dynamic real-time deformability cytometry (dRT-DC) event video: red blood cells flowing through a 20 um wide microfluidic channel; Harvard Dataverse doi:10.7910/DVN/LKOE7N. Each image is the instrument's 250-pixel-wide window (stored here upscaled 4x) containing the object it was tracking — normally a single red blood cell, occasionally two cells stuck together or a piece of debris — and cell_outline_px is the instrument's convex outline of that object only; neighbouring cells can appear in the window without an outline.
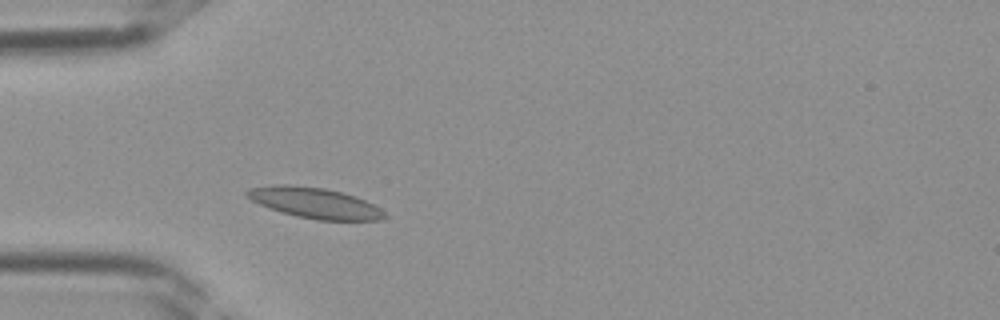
{"species": "Egyptian fruit bat (a non-hibernating species)", "species_latin": "Rousettus aegyptiacus", "temperature_condition": "room temperature", "stored_images_in_passage": 32, "camera_frame_rate_fps": 3000, "um_per_image_px": 0.085, "frame": {"image": 1, "passage_image": 5, "time_ms": 1.333, "image_size_px": [1000, 320], "cell_outline_px": [[388, 216], [384, 220], [316, 220], [296, 216], [280, 212], [260, 204], [244, 196], [244, 192], [252, 188], [276, 184], [288, 184], [324, 188], [356, 196], [380, 208]], "centroid_in_image_um": [26.76, 17.25], "position_along_channel_um": 58.2, "area_um2": 24.57}}
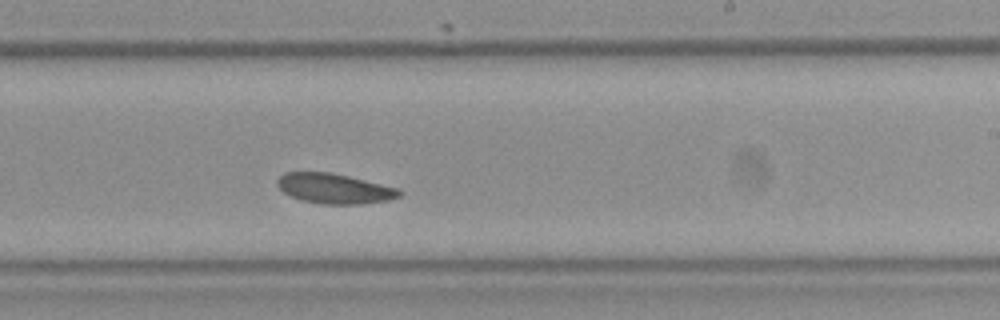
{"frame": {"image": 2, "passage_image": 17, "time_ms": 5.333, "image_size_px": [1000, 320], "cell_outline_px": [[404, 192], [400, 196], [388, 200], [360, 204], [324, 204], [304, 200], [292, 196], [284, 192], [276, 184], [276, 180], [284, 172], [332, 172], [400, 188]], "centroid_in_image_um": [28.46, 16.01], "position_along_channel_um": 260.5, "area_um2": 21.39}}
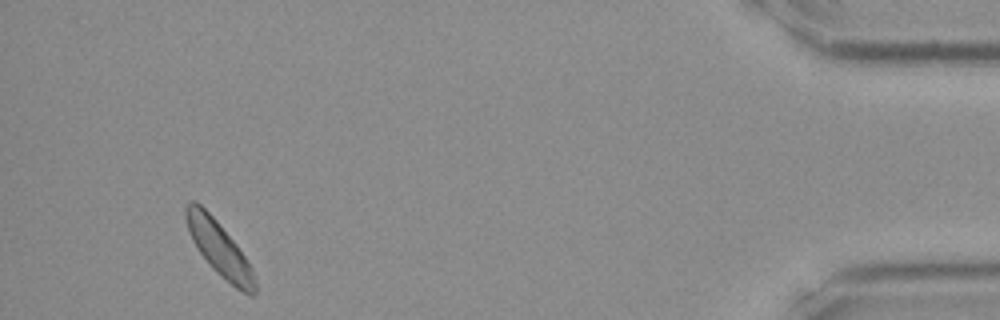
{"frame": {"image": 3, "passage_image": 30, "time_ms": 9.667, "image_size_px": [1000, 320], "cell_outline_px": [[256, 292], [252, 296], [248, 296], [236, 288], [216, 272], [212, 268], [196, 248], [188, 232], [184, 216], [184, 204], [188, 200], [196, 200], [216, 220], [236, 244], [252, 268], [256, 284]], "centroid_in_image_um": [18.59, 21.1], "position_along_channel_um": 416.6, "area_um2": 21.96}}